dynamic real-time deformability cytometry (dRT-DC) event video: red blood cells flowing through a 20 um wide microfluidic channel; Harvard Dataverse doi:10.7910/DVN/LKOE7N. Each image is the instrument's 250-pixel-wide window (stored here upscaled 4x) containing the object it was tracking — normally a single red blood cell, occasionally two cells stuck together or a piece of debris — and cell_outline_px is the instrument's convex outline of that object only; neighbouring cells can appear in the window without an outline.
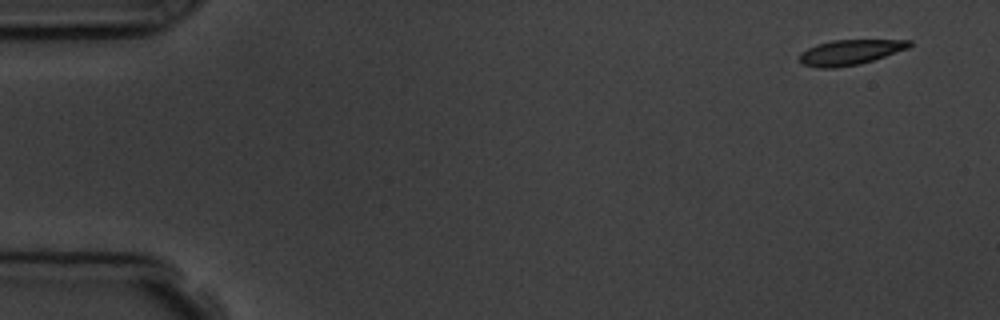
{"species": "common noctule bat (a hibernating species)", "species_latin": "Nyctalus noctula", "temperature_condition": "room temperature", "stored_images_in_passage": 5, "camera_frame_rate_fps": 3000, "um_per_image_px": 0.085, "animal": {"sex": "male", "body_mass_g": 19.5, "forearm_length_mm": 54.6}, "frame": {"image": 1, "passage_image": 1, "time_ms": 0.0, "image_size_px": [1000, 320], "cell_outline_px": [[912, 44], [908, 48], [860, 64], [836, 68], [816, 68], [804, 64], [800, 60], [800, 52], [816, 44], [832, 40], [912, 40]], "centroid_in_image_um": [72.23, 4.44], "position_along_channel_um": 12.8, "area_um2": 16.01}}